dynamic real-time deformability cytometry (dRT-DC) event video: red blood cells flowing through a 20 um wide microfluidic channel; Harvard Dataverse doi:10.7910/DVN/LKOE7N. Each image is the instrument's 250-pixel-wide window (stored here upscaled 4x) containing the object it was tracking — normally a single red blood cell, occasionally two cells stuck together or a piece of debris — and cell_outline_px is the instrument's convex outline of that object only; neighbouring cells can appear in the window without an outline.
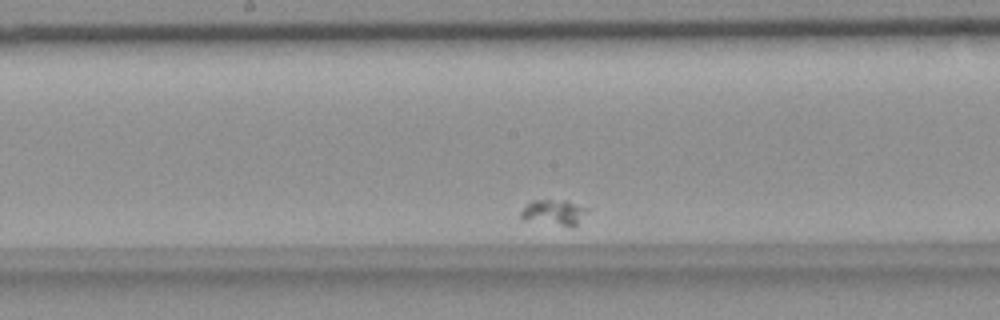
{"species": "common noctule bat (a hibernating species)", "species_latin": "Nyctalus noctula", "temperature_condition": "room temperature", "stored_images_in_passage": 52, "segment_of_instrument_passage": [2, 2], "camera_frame_rate_fps": 3000, "um_per_image_px": 0.085, "animal": {"sex": "female", "body_mass_g": 18.4}, "frame": {"image": 1, "passage_image": 34, "time_ms": 11.0, "image_size_px": [1000, 320], "cell_outline_px": [[592, 208], [572, 228], [524, 220], [520, 216], [520, 212], [532, 200], [568, 200]], "centroid_in_image_um": [47.15, 18.06], "position_along_channel_um": 201.0, "area_um2": 10.23}}
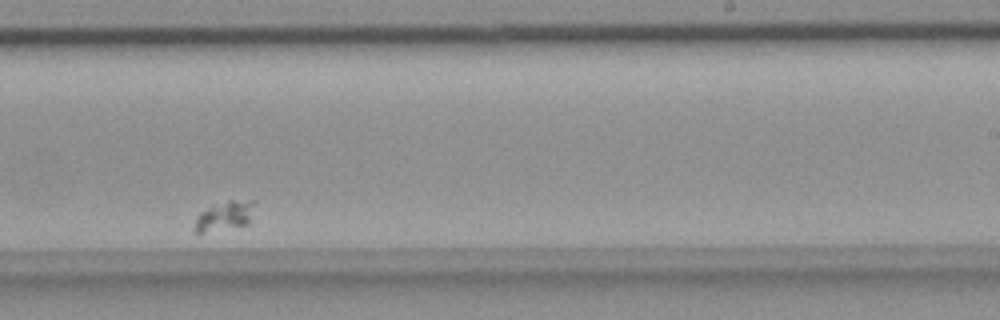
{"frame": {"image": 2, "passage_image": 41, "time_ms": 13.333, "image_size_px": [1000, 320], "cell_outline_px": [[256, 200], [248, 224], [196, 236], [196, 216], [200, 212], [212, 204], [228, 200]], "centroid_in_image_um": [19.05, 18.36], "position_along_channel_um": 269.9, "area_um2": 10.64}}